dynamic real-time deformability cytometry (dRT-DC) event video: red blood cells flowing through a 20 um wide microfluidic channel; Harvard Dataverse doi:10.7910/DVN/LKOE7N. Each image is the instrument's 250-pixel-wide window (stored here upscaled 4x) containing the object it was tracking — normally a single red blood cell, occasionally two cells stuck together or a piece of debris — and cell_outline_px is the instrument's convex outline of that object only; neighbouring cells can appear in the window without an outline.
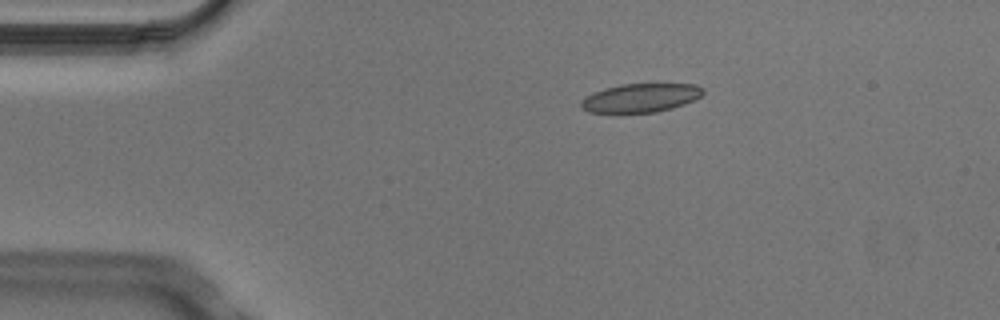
{"species": "Egyptian fruit bat (a non-hibernating species)", "species_latin": "Rousettus aegyptiacus", "temperature_condition": "cold", "stored_images_in_passage": 4, "camera_frame_rate_fps": 3000, "um_per_image_px": 0.085, "animal": {"sex": "male"}, "frame": {"image": 1, "passage_image": 2, "time_ms": 0.333, "image_size_px": [1000, 320], "cell_outline_px": [[704, 92], [700, 96], [684, 104], [672, 108], [656, 112], [588, 112], [580, 104], [588, 96], [604, 88], [620, 84], [696, 84], [704, 88]], "centroid_in_image_um": [54.51, 8.31], "position_along_channel_um": 30.5, "area_um2": 20.0}}
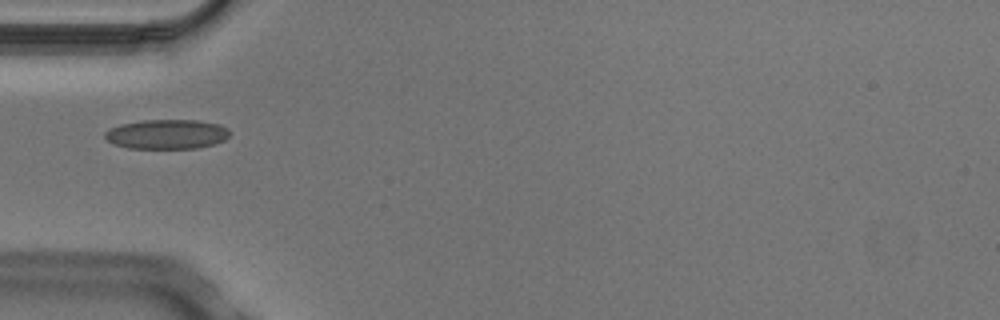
{"frame": {"image": 2, "passage_image": 4, "time_ms": 1.0, "image_size_px": [1000, 320], "cell_outline_px": [[228, 136], [224, 140], [212, 144], [196, 148], [128, 148], [116, 144], [108, 140], [104, 136], [104, 132], [108, 128], [120, 124], [140, 120], [196, 120], [220, 124], [228, 128]], "centroid_in_image_um": [14.15, 11.39], "position_along_channel_um": 70.9, "area_um2": 21.44}}